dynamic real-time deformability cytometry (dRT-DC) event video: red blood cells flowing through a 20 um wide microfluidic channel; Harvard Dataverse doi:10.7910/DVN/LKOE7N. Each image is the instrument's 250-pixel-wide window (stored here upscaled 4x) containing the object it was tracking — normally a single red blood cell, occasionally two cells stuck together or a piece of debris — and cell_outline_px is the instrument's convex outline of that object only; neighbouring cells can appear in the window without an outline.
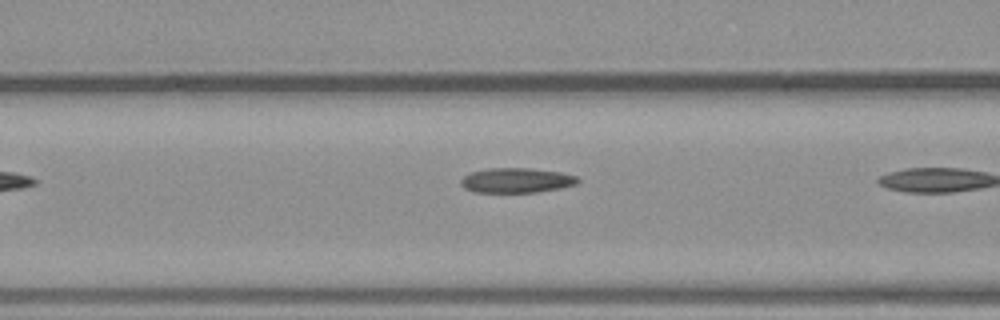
{"species": "common noctule bat (a hibernating species)", "species_latin": "Nyctalus noctula", "temperature_condition": "warm", "stored_images_in_passage": 6, "camera_frame_rate_fps": 3000, "um_per_image_px": 0.085, "animal": {"sex": "male", "body_mass_g": 23.1, "forearm_length_mm": 52.7}, "frame": {"image": 1, "passage_image": 5, "time_ms": 1.333, "image_size_px": [1000, 320], "cell_outline_px": [[580, 180], [576, 184], [560, 188], [536, 192], [472, 192], [464, 188], [460, 184], [460, 180], [464, 176], [472, 172], [488, 168], [532, 168], [560, 172], [576, 176]], "centroid_in_image_um": [43.88, 15.33], "position_along_channel_um": 122.7, "area_um2": 16.94}}